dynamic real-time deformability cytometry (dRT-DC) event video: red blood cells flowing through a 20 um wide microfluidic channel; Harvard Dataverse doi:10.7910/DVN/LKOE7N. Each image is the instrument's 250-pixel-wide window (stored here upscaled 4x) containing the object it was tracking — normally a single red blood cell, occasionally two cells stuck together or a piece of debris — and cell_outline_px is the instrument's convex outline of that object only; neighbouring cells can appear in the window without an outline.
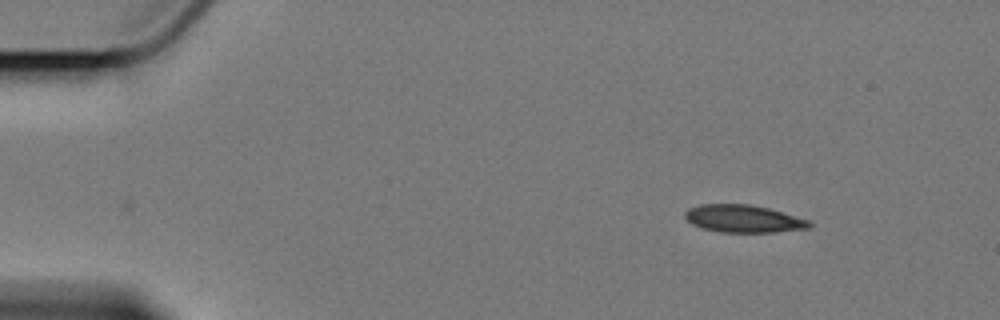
{"species": "Egyptian fruit bat (a non-hibernating species)", "species_latin": "Rousettus aegyptiacus", "temperature_condition": "cold", "stored_images_in_passage": 4, "camera_frame_rate_fps": 3000, "um_per_image_px": 0.085, "animal": {"sex": "female"}, "frame": {"image": 1, "passage_image": 4, "time_ms": 3.667, "image_size_px": [1000, 320], "cell_outline_px": [[812, 224], [808, 228], [776, 232], [720, 232], [700, 228], [692, 224], [684, 216], [684, 212], [688, 208], [700, 204], [748, 204], [768, 208], [812, 220]], "centroid_in_image_um": [63.19, 18.59], "position_along_channel_um": 21.8, "area_um2": 20.11}}